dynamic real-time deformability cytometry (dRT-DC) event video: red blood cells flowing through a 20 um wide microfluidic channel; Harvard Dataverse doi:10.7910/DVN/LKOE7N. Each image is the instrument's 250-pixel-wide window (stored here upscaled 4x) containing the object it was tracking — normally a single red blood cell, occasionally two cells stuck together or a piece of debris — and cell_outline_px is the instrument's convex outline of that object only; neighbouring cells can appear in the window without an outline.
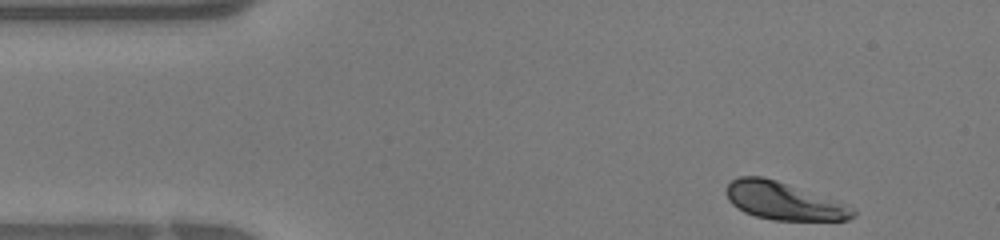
{"species": "human", "species_latin": "Homo sapiens", "temperature_condition": "warm", "stored_images_in_passage": 32, "camera_frame_rate_fps": 3000, "um_per_image_px": 0.085, "donor": {"sex": "female"}, "frame": {"image": 1, "passage_image": 1, "time_ms": 0.0, "image_size_px": [1000, 240], "cell_outline_px": [[856, 216], [848, 220], [772, 220], [756, 216], [744, 212], [732, 204], [728, 200], [724, 192], [724, 188], [732, 180], [740, 176], [764, 176], [836, 200], [852, 208], [856, 212]], "centroid_in_image_um": [66.57, 17.08], "position_along_channel_um": 18.4, "area_um2": 27.8}}
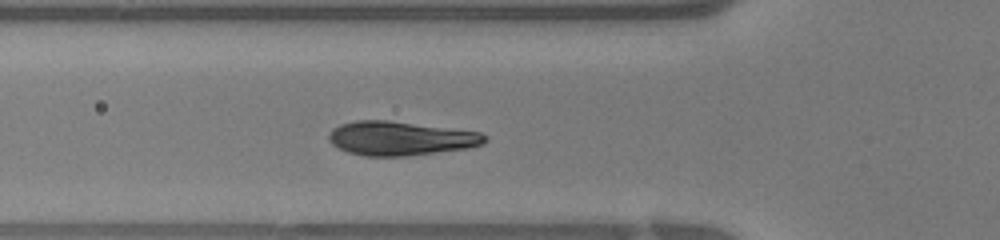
{"frame": {"image": 2, "passage_image": 10, "time_ms": 3.0, "image_size_px": [1000, 240], "cell_outline_px": [[488, 140], [484, 144], [468, 148], [404, 156], [364, 156], [348, 152], [332, 144], [328, 140], [328, 136], [332, 128], [340, 124], [356, 120], [388, 120], [480, 132], [488, 136]], "centroid_in_image_um": [34.04, 11.76], "position_along_channel_um": 91.8, "area_um2": 30.92}}
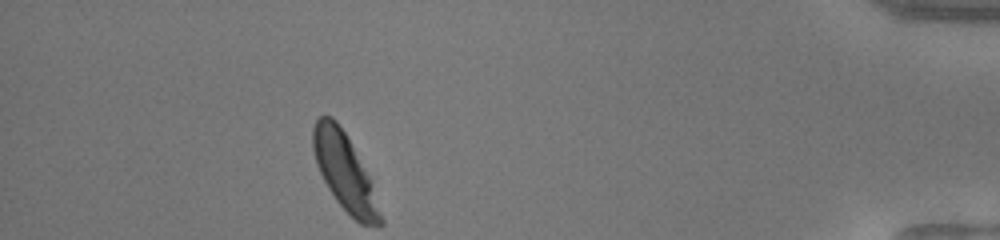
{"frame": {"image": 3, "passage_image": 32, "time_ms": 10.333, "image_size_px": [1000, 240], "cell_outline_px": [[384, 224], [360, 224], [336, 200], [328, 188], [316, 164], [312, 148], [312, 128], [316, 120], [320, 116], [332, 116], [336, 120], [344, 132], [372, 180], [384, 220]], "centroid_in_image_um": [29.3, 14.61], "position_along_channel_um": 405.9, "area_um2": 29.94}}